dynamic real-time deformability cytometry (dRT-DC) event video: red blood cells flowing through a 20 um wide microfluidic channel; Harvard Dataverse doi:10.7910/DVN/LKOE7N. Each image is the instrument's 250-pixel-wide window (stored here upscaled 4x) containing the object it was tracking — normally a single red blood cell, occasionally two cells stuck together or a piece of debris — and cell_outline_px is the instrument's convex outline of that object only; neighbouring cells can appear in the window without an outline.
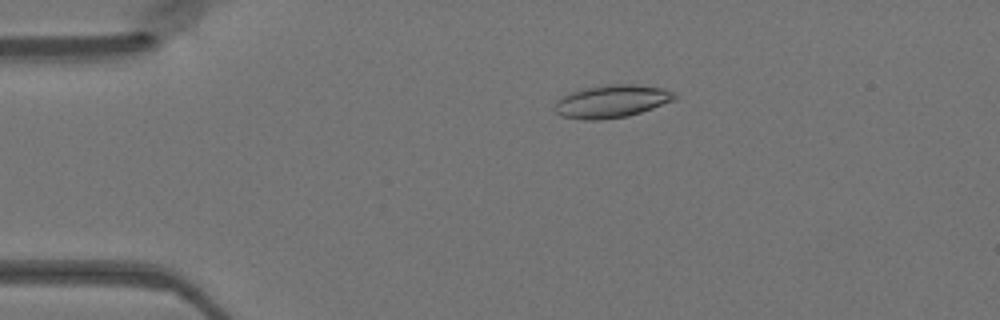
{"species": "Egyptian fruit bat (a non-hibernating species)", "species_latin": "Rousettus aegyptiacus", "temperature_condition": "warm", "stored_images_in_passage": 25, "camera_frame_rate_fps": 3000, "um_per_image_px": 0.085, "animal": {"sex": "female"}, "frame": {"image": 1, "passage_image": 10, "time_ms": 3.0, "image_size_px": [1000, 320], "cell_outline_px": [[676, 96], [672, 100], [652, 108], [628, 116], [596, 120], [584, 120], [560, 116], [556, 112], [556, 100], [580, 88], [608, 84], [636, 84], [664, 88], [672, 92]], "centroid_in_image_um": [51.96, 8.6], "position_along_channel_um": 33.0, "area_um2": 22.72}}